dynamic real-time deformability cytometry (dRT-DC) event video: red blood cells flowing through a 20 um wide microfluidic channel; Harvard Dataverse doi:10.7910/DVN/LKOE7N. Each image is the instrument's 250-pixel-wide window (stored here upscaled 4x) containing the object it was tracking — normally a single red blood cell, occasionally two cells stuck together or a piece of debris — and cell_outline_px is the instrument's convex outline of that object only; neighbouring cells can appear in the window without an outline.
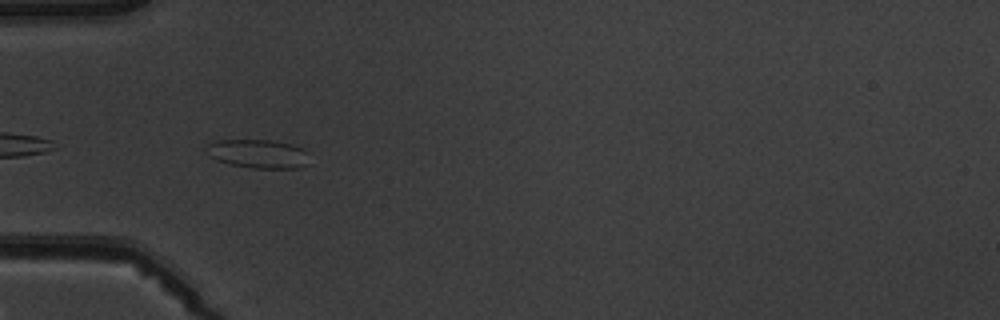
{"species": "common noctule bat (a hibernating species)", "species_latin": "Nyctalus noctula", "temperature_condition": "warm", "stored_images_in_passage": 6, "camera_frame_rate_fps": 3000, "um_per_image_px": 0.085, "animal": {"sex": "male", "body_mass_g": 19.5, "forearm_length_mm": 54.6}, "frame": {"image": 1, "passage_image": 5, "time_ms": 4.667, "image_size_px": [1000, 320], "cell_outline_px": [[308, 164], [300, 168], [252, 168], [232, 164], [216, 160], [208, 156], [204, 148], [208, 144], [220, 140], [272, 140], [292, 144], [304, 148], [308, 152]], "centroid_in_image_um": [21.96, 13.07], "position_along_channel_um": 63.0, "area_um2": 17.46}}
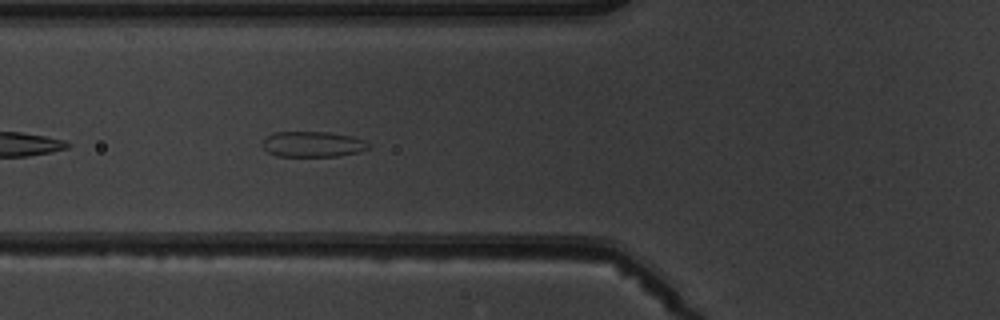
{"frame": {"image": 2, "passage_image": 6, "time_ms": 5.667, "image_size_px": [1000, 320], "cell_outline_px": [[368, 148], [360, 152], [340, 156], [276, 156], [268, 152], [260, 144], [268, 136], [276, 132], [328, 132], [352, 136], [364, 140], [368, 144]], "centroid_in_image_um": [26.58, 12.26], "position_along_channel_um": 99.2, "area_um2": 15.78}}